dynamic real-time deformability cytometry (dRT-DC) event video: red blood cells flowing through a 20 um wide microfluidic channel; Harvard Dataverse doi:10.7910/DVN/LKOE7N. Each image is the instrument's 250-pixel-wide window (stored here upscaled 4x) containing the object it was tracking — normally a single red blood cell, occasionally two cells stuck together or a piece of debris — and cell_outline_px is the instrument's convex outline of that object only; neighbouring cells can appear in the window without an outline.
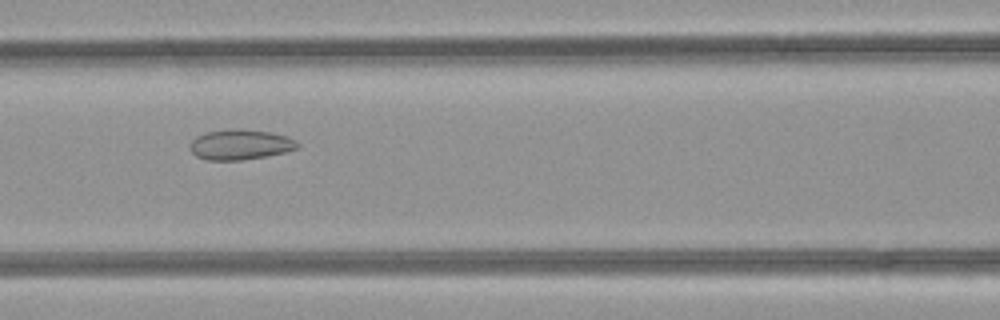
{"species": "common noctule bat (a hibernating species)", "species_latin": "Nyctalus noctula", "temperature_condition": "room temperature", "stored_images_in_passage": 33, "camera_frame_rate_fps": 3000, "um_per_image_px": 0.085, "animal": {"sex": "female", "body_mass_g": 21.9}, "frame": {"image": 1, "passage_image": 6, "time_ms": 1.667, "image_size_px": [1000, 320], "cell_outline_px": [[300, 148], [284, 152], [264, 156], [240, 160], [208, 160], [196, 156], [192, 152], [188, 144], [196, 136], [204, 132], [236, 128], [240, 128], [272, 132], [288, 136], [296, 140], [300, 144]], "centroid_in_image_um": [20.43, 12.27], "position_along_channel_um": 146.2, "area_um2": 19.19}}
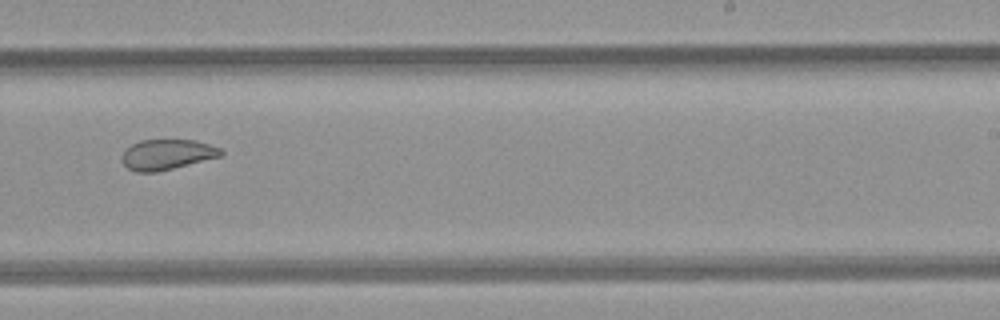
{"frame": {"image": 2, "passage_image": 15, "time_ms": 4.667, "image_size_px": [1000, 320], "cell_outline_px": [[224, 152], [220, 156], [156, 172], [136, 172], [128, 168], [124, 164], [120, 156], [132, 144], [140, 140], [196, 140], [220, 148]], "centroid_in_image_um": [14.17, 13.13], "position_along_channel_um": 274.8, "area_um2": 17.22}}
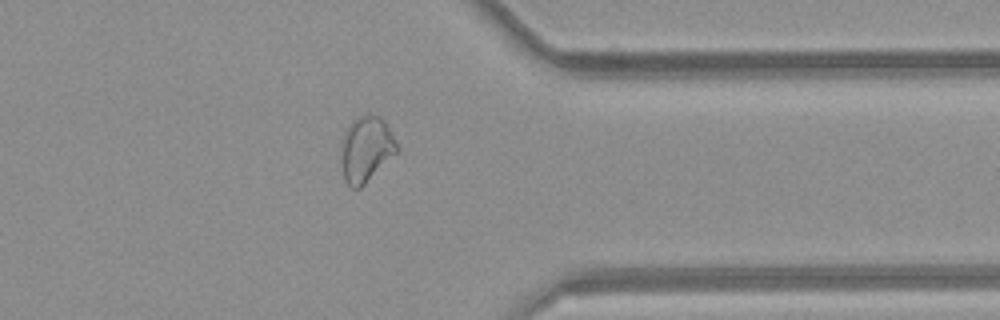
{"frame": {"image": 3, "passage_image": 23, "time_ms": 7.333, "image_size_px": [1000, 320], "cell_outline_px": [[400, 148], [360, 188], [352, 188], [344, 180], [344, 132], [352, 120], [368, 112], [380, 116], [388, 124]], "centroid_in_image_um": [31.18, 12.6], "position_along_channel_um": 380.2, "area_um2": 20.75}}